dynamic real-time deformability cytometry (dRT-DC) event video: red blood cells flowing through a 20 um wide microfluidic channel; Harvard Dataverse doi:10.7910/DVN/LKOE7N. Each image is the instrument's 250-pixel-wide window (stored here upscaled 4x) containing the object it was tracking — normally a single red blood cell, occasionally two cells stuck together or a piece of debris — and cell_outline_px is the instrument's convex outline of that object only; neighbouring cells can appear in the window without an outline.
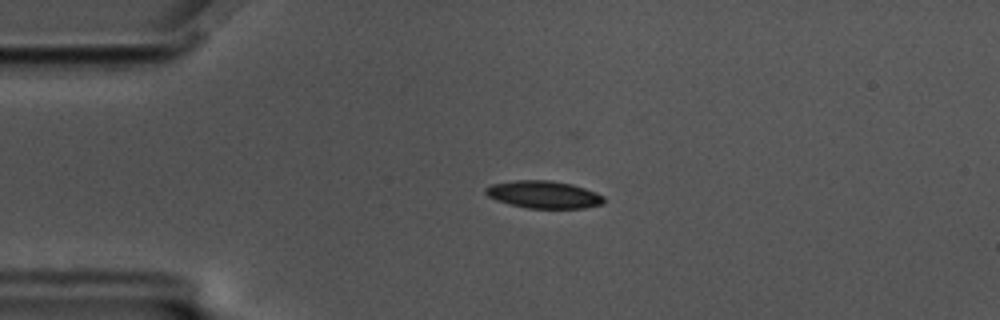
{"species": "common noctule bat (a hibernating species)", "species_latin": "Nyctalus noctula", "temperature_condition": "cold", "stored_images_in_passage": 47, "camera_frame_rate_fps": 3000, "um_per_image_px": 0.085, "animal": {"sex": "male", "body_mass_g": 17.5, "forearm_length_mm": 52.3}, "frame": {"image": 1, "passage_image": 15, "time_ms": 4.667, "image_size_px": [1000, 320], "cell_outline_px": [[604, 204], [584, 208], [528, 208], [508, 204], [496, 200], [488, 196], [484, 192], [484, 188], [492, 184], [516, 180], [552, 180], [572, 184], [596, 192], [604, 196]], "centroid_in_image_um": [46.21, 16.53], "position_along_channel_um": 38.8, "area_um2": 19.02}}
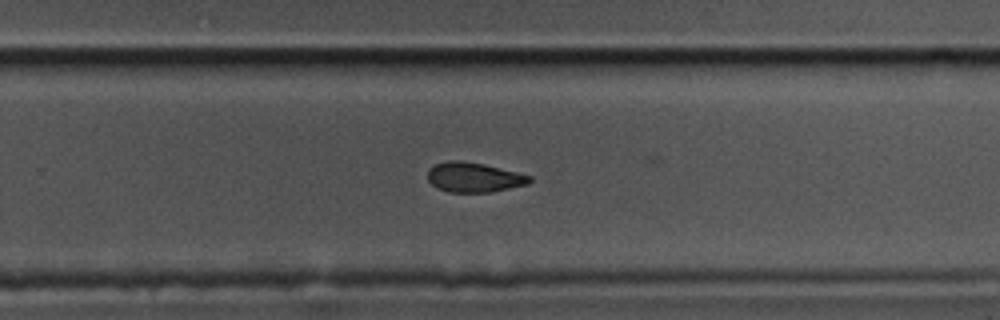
{"frame": {"image": 2, "passage_image": 39, "time_ms": 12.667, "image_size_px": [1000, 320], "cell_outline_px": [[532, 180], [528, 184], [492, 192], [448, 192], [436, 188], [428, 180], [428, 168], [436, 164], [448, 160], [460, 160], [484, 164], [532, 176]], "centroid_in_image_um": [40.27, 15.07], "position_along_channel_um": 289.5, "area_um2": 17.74}}
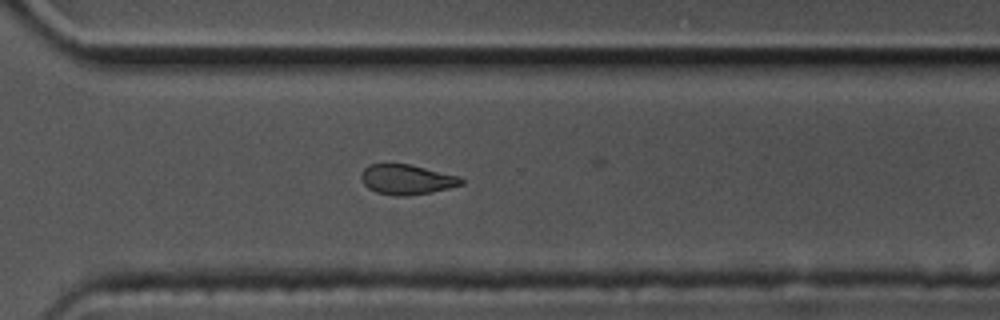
{"frame": {"image": 3, "passage_image": 43, "time_ms": 14.0, "image_size_px": [1000, 320], "cell_outline_px": [[464, 184], [432, 192], [408, 196], [396, 196], [376, 192], [368, 188], [360, 180], [360, 176], [364, 168], [368, 164], [408, 164], [460, 176], [464, 180]], "centroid_in_image_um": [34.56, 15.26], "position_along_channel_um": 336.0, "area_um2": 17.57}, "authors_computed_cell_mechanics": {"area_um2": 18.496, "velocity_mm_per_s": 3.4888, "shape_relaxation_time_tau1_ms": 5.9193, "shape_relaxation_time_tau2_ms": 10.6436, "deformation_change_tau1": 0.1203, "deformation_change_tau2": 0.1734}}